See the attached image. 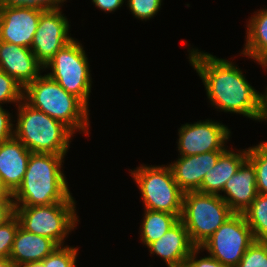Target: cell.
<instances>
[{
  "label": "cell",
  "instance_id": "1",
  "mask_svg": "<svg viewBox=\"0 0 267 267\" xmlns=\"http://www.w3.org/2000/svg\"><path fill=\"white\" fill-rule=\"evenodd\" d=\"M188 52L189 62L202 80L211 106L217 111L259 121L260 92L249 84L233 60L217 58L198 48L188 49Z\"/></svg>",
  "mask_w": 267,
  "mask_h": 267
},
{
  "label": "cell",
  "instance_id": "2",
  "mask_svg": "<svg viewBox=\"0 0 267 267\" xmlns=\"http://www.w3.org/2000/svg\"><path fill=\"white\" fill-rule=\"evenodd\" d=\"M66 154L31 153L25 176L12 194L15 207L76 202L63 170Z\"/></svg>",
  "mask_w": 267,
  "mask_h": 267
},
{
  "label": "cell",
  "instance_id": "3",
  "mask_svg": "<svg viewBox=\"0 0 267 267\" xmlns=\"http://www.w3.org/2000/svg\"><path fill=\"white\" fill-rule=\"evenodd\" d=\"M23 100L31 107L63 123L74 134L80 131L79 133L83 132L89 136L88 107L47 74L40 75L24 87Z\"/></svg>",
  "mask_w": 267,
  "mask_h": 267
},
{
  "label": "cell",
  "instance_id": "4",
  "mask_svg": "<svg viewBox=\"0 0 267 267\" xmlns=\"http://www.w3.org/2000/svg\"><path fill=\"white\" fill-rule=\"evenodd\" d=\"M14 137L32 153L67 154L73 132L60 121L22 100L17 106Z\"/></svg>",
  "mask_w": 267,
  "mask_h": 267
},
{
  "label": "cell",
  "instance_id": "5",
  "mask_svg": "<svg viewBox=\"0 0 267 267\" xmlns=\"http://www.w3.org/2000/svg\"><path fill=\"white\" fill-rule=\"evenodd\" d=\"M234 212L220 195L189 191L183 194L180 220L186 227L191 242L199 247Z\"/></svg>",
  "mask_w": 267,
  "mask_h": 267
},
{
  "label": "cell",
  "instance_id": "6",
  "mask_svg": "<svg viewBox=\"0 0 267 267\" xmlns=\"http://www.w3.org/2000/svg\"><path fill=\"white\" fill-rule=\"evenodd\" d=\"M129 173L140 190L143 209L182 214L184 192L176 183L168 164H142Z\"/></svg>",
  "mask_w": 267,
  "mask_h": 267
},
{
  "label": "cell",
  "instance_id": "7",
  "mask_svg": "<svg viewBox=\"0 0 267 267\" xmlns=\"http://www.w3.org/2000/svg\"><path fill=\"white\" fill-rule=\"evenodd\" d=\"M76 202H60L47 206L16 207L15 216L27 232L45 236L63 246L79 222Z\"/></svg>",
  "mask_w": 267,
  "mask_h": 267
},
{
  "label": "cell",
  "instance_id": "8",
  "mask_svg": "<svg viewBox=\"0 0 267 267\" xmlns=\"http://www.w3.org/2000/svg\"><path fill=\"white\" fill-rule=\"evenodd\" d=\"M88 57L82 44L73 39L56 52L44 66L47 75L68 93L79 98L89 108L92 77Z\"/></svg>",
  "mask_w": 267,
  "mask_h": 267
},
{
  "label": "cell",
  "instance_id": "9",
  "mask_svg": "<svg viewBox=\"0 0 267 267\" xmlns=\"http://www.w3.org/2000/svg\"><path fill=\"white\" fill-rule=\"evenodd\" d=\"M255 241L243 213H234L199 248L227 267H237Z\"/></svg>",
  "mask_w": 267,
  "mask_h": 267
},
{
  "label": "cell",
  "instance_id": "10",
  "mask_svg": "<svg viewBox=\"0 0 267 267\" xmlns=\"http://www.w3.org/2000/svg\"><path fill=\"white\" fill-rule=\"evenodd\" d=\"M177 148L179 156H191L210 151H225L231 137L228 126L217 120L197 121L182 124L178 129Z\"/></svg>",
  "mask_w": 267,
  "mask_h": 267
},
{
  "label": "cell",
  "instance_id": "11",
  "mask_svg": "<svg viewBox=\"0 0 267 267\" xmlns=\"http://www.w3.org/2000/svg\"><path fill=\"white\" fill-rule=\"evenodd\" d=\"M61 10L44 11L39 18L30 49L43 66L57 51L74 39L71 34L69 35V21Z\"/></svg>",
  "mask_w": 267,
  "mask_h": 267
},
{
  "label": "cell",
  "instance_id": "12",
  "mask_svg": "<svg viewBox=\"0 0 267 267\" xmlns=\"http://www.w3.org/2000/svg\"><path fill=\"white\" fill-rule=\"evenodd\" d=\"M43 10L0 5V41L31 48Z\"/></svg>",
  "mask_w": 267,
  "mask_h": 267
},
{
  "label": "cell",
  "instance_id": "13",
  "mask_svg": "<svg viewBox=\"0 0 267 267\" xmlns=\"http://www.w3.org/2000/svg\"><path fill=\"white\" fill-rule=\"evenodd\" d=\"M0 70L13 77L24 88L41 75L44 66L30 48L0 41Z\"/></svg>",
  "mask_w": 267,
  "mask_h": 267
},
{
  "label": "cell",
  "instance_id": "14",
  "mask_svg": "<svg viewBox=\"0 0 267 267\" xmlns=\"http://www.w3.org/2000/svg\"><path fill=\"white\" fill-rule=\"evenodd\" d=\"M147 248L150 255H155L168 267H184L186 260L196 246L191 242L188 231L179 220L159 239L150 243Z\"/></svg>",
  "mask_w": 267,
  "mask_h": 267
},
{
  "label": "cell",
  "instance_id": "15",
  "mask_svg": "<svg viewBox=\"0 0 267 267\" xmlns=\"http://www.w3.org/2000/svg\"><path fill=\"white\" fill-rule=\"evenodd\" d=\"M224 151H210L191 156H178L169 163L173 177L179 188L185 193L197 191L205 174L214 167Z\"/></svg>",
  "mask_w": 267,
  "mask_h": 267
},
{
  "label": "cell",
  "instance_id": "16",
  "mask_svg": "<svg viewBox=\"0 0 267 267\" xmlns=\"http://www.w3.org/2000/svg\"><path fill=\"white\" fill-rule=\"evenodd\" d=\"M220 196L234 213H244L256 198V171L246 159L237 172L226 182Z\"/></svg>",
  "mask_w": 267,
  "mask_h": 267
},
{
  "label": "cell",
  "instance_id": "17",
  "mask_svg": "<svg viewBox=\"0 0 267 267\" xmlns=\"http://www.w3.org/2000/svg\"><path fill=\"white\" fill-rule=\"evenodd\" d=\"M31 153L15 137L0 144V178L10 194L22 183Z\"/></svg>",
  "mask_w": 267,
  "mask_h": 267
},
{
  "label": "cell",
  "instance_id": "18",
  "mask_svg": "<svg viewBox=\"0 0 267 267\" xmlns=\"http://www.w3.org/2000/svg\"><path fill=\"white\" fill-rule=\"evenodd\" d=\"M228 149L220 155L214 167L205 174L198 192L222 196L226 182L248 157V148L236 150V152L234 149Z\"/></svg>",
  "mask_w": 267,
  "mask_h": 267
},
{
  "label": "cell",
  "instance_id": "19",
  "mask_svg": "<svg viewBox=\"0 0 267 267\" xmlns=\"http://www.w3.org/2000/svg\"><path fill=\"white\" fill-rule=\"evenodd\" d=\"M57 247L50 238L27 232L19 226L9 258L17 267L29 262L42 261Z\"/></svg>",
  "mask_w": 267,
  "mask_h": 267
},
{
  "label": "cell",
  "instance_id": "20",
  "mask_svg": "<svg viewBox=\"0 0 267 267\" xmlns=\"http://www.w3.org/2000/svg\"><path fill=\"white\" fill-rule=\"evenodd\" d=\"M246 42L240 55L258 65L267 62V9H260L247 22Z\"/></svg>",
  "mask_w": 267,
  "mask_h": 267
},
{
  "label": "cell",
  "instance_id": "21",
  "mask_svg": "<svg viewBox=\"0 0 267 267\" xmlns=\"http://www.w3.org/2000/svg\"><path fill=\"white\" fill-rule=\"evenodd\" d=\"M181 215H174L163 211L144 209L141 221L140 240L147 247L150 243L159 239L179 220Z\"/></svg>",
  "mask_w": 267,
  "mask_h": 267
},
{
  "label": "cell",
  "instance_id": "22",
  "mask_svg": "<svg viewBox=\"0 0 267 267\" xmlns=\"http://www.w3.org/2000/svg\"><path fill=\"white\" fill-rule=\"evenodd\" d=\"M243 215L254 239L267 241V194H257Z\"/></svg>",
  "mask_w": 267,
  "mask_h": 267
},
{
  "label": "cell",
  "instance_id": "23",
  "mask_svg": "<svg viewBox=\"0 0 267 267\" xmlns=\"http://www.w3.org/2000/svg\"><path fill=\"white\" fill-rule=\"evenodd\" d=\"M247 159L256 171L257 193L267 194V141L248 147Z\"/></svg>",
  "mask_w": 267,
  "mask_h": 267
},
{
  "label": "cell",
  "instance_id": "24",
  "mask_svg": "<svg viewBox=\"0 0 267 267\" xmlns=\"http://www.w3.org/2000/svg\"><path fill=\"white\" fill-rule=\"evenodd\" d=\"M24 88L13 77L0 70V106L5 103H15L17 106L23 100Z\"/></svg>",
  "mask_w": 267,
  "mask_h": 267
},
{
  "label": "cell",
  "instance_id": "25",
  "mask_svg": "<svg viewBox=\"0 0 267 267\" xmlns=\"http://www.w3.org/2000/svg\"><path fill=\"white\" fill-rule=\"evenodd\" d=\"M78 247L58 246L42 261L45 267H76Z\"/></svg>",
  "mask_w": 267,
  "mask_h": 267
},
{
  "label": "cell",
  "instance_id": "26",
  "mask_svg": "<svg viewBox=\"0 0 267 267\" xmlns=\"http://www.w3.org/2000/svg\"><path fill=\"white\" fill-rule=\"evenodd\" d=\"M237 267H267V241L255 240Z\"/></svg>",
  "mask_w": 267,
  "mask_h": 267
},
{
  "label": "cell",
  "instance_id": "27",
  "mask_svg": "<svg viewBox=\"0 0 267 267\" xmlns=\"http://www.w3.org/2000/svg\"><path fill=\"white\" fill-rule=\"evenodd\" d=\"M163 0H127V7L138 20H149L160 11Z\"/></svg>",
  "mask_w": 267,
  "mask_h": 267
},
{
  "label": "cell",
  "instance_id": "28",
  "mask_svg": "<svg viewBox=\"0 0 267 267\" xmlns=\"http://www.w3.org/2000/svg\"><path fill=\"white\" fill-rule=\"evenodd\" d=\"M19 226V220L16 216L0 226V258L10 257L14 237Z\"/></svg>",
  "mask_w": 267,
  "mask_h": 267
},
{
  "label": "cell",
  "instance_id": "29",
  "mask_svg": "<svg viewBox=\"0 0 267 267\" xmlns=\"http://www.w3.org/2000/svg\"><path fill=\"white\" fill-rule=\"evenodd\" d=\"M65 1L67 0H0V5L51 11L61 9Z\"/></svg>",
  "mask_w": 267,
  "mask_h": 267
},
{
  "label": "cell",
  "instance_id": "30",
  "mask_svg": "<svg viewBox=\"0 0 267 267\" xmlns=\"http://www.w3.org/2000/svg\"><path fill=\"white\" fill-rule=\"evenodd\" d=\"M202 251L196 247L186 260L184 267H227L211 256H204L198 259L197 255Z\"/></svg>",
  "mask_w": 267,
  "mask_h": 267
},
{
  "label": "cell",
  "instance_id": "31",
  "mask_svg": "<svg viewBox=\"0 0 267 267\" xmlns=\"http://www.w3.org/2000/svg\"><path fill=\"white\" fill-rule=\"evenodd\" d=\"M13 116L0 106V144L14 137Z\"/></svg>",
  "mask_w": 267,
  "mask_h": 267
},
{
  "label": "cell",
  "instance_id": "32",
  "mask_svg": "<svg viewBox=\"0 0 267 267\" xmlns=\"http://www.w3.org/2000/svg\"><path fill=\"white\" fill-rule=\"evenodd\" d=\"M15 202L13 198L0 200V226L7 223L15 216Z\"/></svg>",
  "mask_w": 267,
  "mask_h": 267
},
{
  "label": "cell",
  "instance_id": "33",
  "mask_svg": "<svg viewBox=\"0 0 267 267\" xmlns=\"http://www.w3.org/2000/svg\"><path fill=\"white\" fill-rule=\"evenodd\" d=\"M126 0H92L93 5L100 10L111 13L121 8Z\"/></svg>",
  "mask_w": 267,
  "mask_h": 267
},
{
  "label": "cell",
  "instance_id": "34",
  "mask_svg": "<svg viewBox=\"0 0 267 267\" xmlns=\"http://www.w3.org/2000/svg\"><path fill=\"white\" fill-rule=\"evenodd\" d=\"M261 67L264 68L266 71L267 69V62L260 64ZM260 119L259 122L261 121H266L267 122V87L265 89V92L263 94H260Z\"/></svg>",
  "mask_w": 267,
  "mask_h": 267
},
{
  "label": "cell",
  "instance_id": "35",
  "mask_svg": "<svg viewBox=\"0 0 267 267\" xmlns=\"http://www.w3.org/2000/svg\"><path fill=\"white\" fill-rule=\"evenodd\" d=\"M4 198H13L12 194L4 187L0 178V200Z\"/></svg>",
  "mask_w": 267,
  "mask_h": 267
},
{
  "label": "cell",
  "instance_id": "36",
  "mask_svg": "<svg viewBox=\"0 0 267 267\" xmlns=\"http://www.w3.org/2000/svg\"><path fill=\"white\" fill-rule=\"evenodd\" d=\"M17 267H45V266L43 264V261H36V262L25 263Z\"/></svg>",
  "mask_w": 267,
  "mask_h": 267
},
{
  "label": "cell",
  "instance_id": "37",
  "mask_svg": "<svg viewBox=\"0 0 267 267\" xmlns=\"http://www.w3.org/2000/svg\"><path fill=\"white\" fill-rule=\"evenodd\" d=\"M0 267H15L10 258H0Z\"/></svg>",
  "mask_w": 267,
  "mask_h": 267
}]
</instances>
